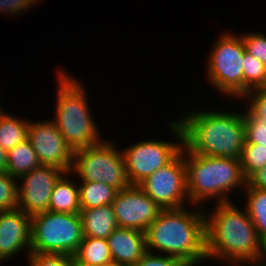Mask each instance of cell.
<instances>
[{"label":"cell","instance_id":"6da1fadb","mask_svg":"<svg viewBox=\"0 0 266 266\" xmlns=\"http://www.w3.org/2000/svg\"><path fill=\"white\" fill-rule=\"evenodd\" d=\"M184 207L162 209L145 232L146 249H158L177 258L185 266L207 259L205 213Z\"/></svg>","mask_w":266,"mask_h":266},{"label":"cell","instance_id":"e0dca14e","mask_svg":"<svg viewBox=\"0 0 266 266\" xmlns=\"http://www.w3.org/2000/svg\"><path fill=\"white\" fill-rule=\"evenodd\" d=\"M63 176L54 185L48 211L79 214L81 210L79 188Z\"/></svg>","mask_w":266,"mask_h":266},{"label":"cell","instance_id":"d590c367","mask_svg":"<svg viewBox=\"0 0 266 266\" xmlns=\"http://www.w3.org/2000/svg\"><path fill=\"white\" fill-rule=\"evenodd\" d=\"M247 262H250L251 264L255 265V266H263V263L262 265H259L258 263L257 264H254L256 263L257 261L256 260H253V261H247ZM266 266V265H265Z\"/></svg>","mask_w":266,"mask_h":266},{"label":"cell","instance_id":"d4e9b609","mask_svg":"<svg viewBox=\"0 0 266 266\" xmlns=\"http://www.w3.org/2000/svg\"><path fill=\"white\" fill-rule=\"evenodd\" d=\"M18 183L8 172H0V212L18 208Z\"/></svg>","mask_w":266,"mask_h":266},{"label":"cell","instance_id":"8fae6325","mask_svg":"<svg viewBox=\"0 0 266 266\" xmlns=\"http://www.w3.org/2000/svg\"><path fill=\"white\" fill-rule=\"evenodd\" d=\"M111 205L118 227L144 233L162 210L139 185L118 191Z\"/></svg>","mask_w":266,"mask_h":266},{"label":"cell","instance_id":"2e32d148","mask_svg":"<svg viewBox=\"0 0 266 266\" xmlns=\"http://www.w3.org/2000/svg\"><path fill=\"white\" fill-rule=\"evenodd\" d=\"M84 237L107 239V237L118 227L116 216L111 204L90 209H81Z\"/></svg>","mask_w":266,"mask_h":266},{"label":"cell","instance_id":"9c48e42d","mask_svg":"<svg viewBox=\"0 0 266 266\" xmlns=\"http://www.w3.org/2000/svg\"><path fill=\"white\" fill-rule=\"evenodd\" d=\"M169 127L179 137L181 141L179 145L173 142L147 140L122 151L127 177L131 185H140L156 170L167 165L181 151L183 146L182 125L177 121L170 123Z\"/></svg>","mask_w":266,"mask_h":266},{"label":"cell","instance_id":"5bb4252c","mask_svg":"<svg viewBox=\"0 0 266 266\" xmlns=\"http://www.w3.org/2000/svg\"><path fill=\"white\" fill-rule=\"evenodd\" d=\"M25 247V248H24ZM31 253V216L19 208L0 212V262L21 249Z\"/></svg>","mask_w":266,"mask_h":266},{"label":"cell","instance_id":"f1b7e54d","mask_svg":"<svg viewBox=\"0 0 266 266\" xmlns=\"http://www.w3.org/2000/svg\"><path fill=\"white\" fill-rule=\"evenodd\" d=\"M255 90V91H254ZM251 96L252 101L249 105V111L258 118H262L266 120V88H255L253 90H249L244 97Z\"/></svg>","mask_w":266,"mask_h":266},{"label":"cell","instance_id":"cb8c5ba5","mask_svg":"<svg viewBox=\"0 0 266 266\" xmlns=\"http://www.w3.org/2000/svg\"><path fill=\"white\" fill-rule=\"evenodd\" d=\"M239 159L243 176L247 180L266 165V147L258 146V144H244Z\"/></svg>","mask_w":266,"mask_h":266},{"label":"cell","instance_id":"ac0fdd59","mask_svg":"<svg viewBox=\"0 0 266 266\" xmlns=\"http://www.w3.org/2000/svg\"><path fill=\"white\" fill-rule=\"evenodd\" d=\"M40 165L36 152L28 139L7 151V172L16 179Z\"/></svg>","mask_w":266,"mask_h":266},{"label":"cell","instance_id":"9a60e30c","mask_svg":"<svg viewBox=\"0 0 266 266\" xmlns=\"http://www.w3.org/2000/svg\"><path fill=\"white\" fill-rule=\"evenodd\" d=\"M113 266H132L147 252L145 233L130 228L117 227L107 237Z\"/></svg>","mask_w":266,"mask_h":266},{"label":"cell","instance_id":"7c38bea8","mask_svg":"<svg viewBox=\"0 0 266 266\" xmlns=\"http://www.w3.org/2000/svg\"><path fill=\"white\" fill-rule=\"evenodd\" d=\"M41 165L59 167L69 173L74 150L67 144L54 121L30 122L28 137Z\"/></svg>","mask_w":266,"mask_h":266},{"label":"cell","instance_id":"ba28073f","mask_svg":"<svg viewBox=\"0 0 266 266\" xmlns=\"http://www.w3.org/2000/svg\"><path fill=\"white\" fill-rule=\"evenodd\" d=\"M218 40L209 53L208 78L223 94L243 98V56L246 48L242 37L225 34Z\"/></svg>","mask_w":266,"mask_h":266},{"label":"cell","instance_id":"30bf717a","mask_svg":"<svg viewBox=\"0 0 266 266\" xmlns=\"http://www.w3.org/2000/svg\"><path fill=\"white\" fill-rule=\"evenodd\" d=\"M184 150L139 185L161 209L182 208L188 198Z\"/></svg>","mask_w":266,"mask_h":266},{"label":"cell","instance_id":"603a6c76","mask_svg":"<svg viewBox=\"0 0 266 266\" xmlns=\"http://www.w3.org/2000/svg\"><path fill=\"white\" fill-rule=\"evenodd\" d=\"M266 87V66L245 50L243 56V98L252 89Z\"/></svg>","mask_w":266,"mask_h":266},{"label":"cell","instance_id":"3957f363","mask_svg":"<svg viewBox=\"0 0 266 266\" xmlns=\"http://www.w3.org/2000/svg\"><path fill=\"white\" fill-rule=\"evenodd\" d=\"M183 145L205 156L239 159L246 141L243 114L230 112L189 113L179 121Z\"/></svg>","mask_w":266,"mask_h":266},{"label":"cell","instance_id":"8992f818","mask_svg":"<svg viewBox=\"0 0 266 266\" xmlns=\"http://www.w3.org/2000/svg\"><path fill=\"white\" fill-rule=\"evenodd\" d=\"M83 238L80 214L45 211L31 216V253L73 256Z\"/></svg>","mask_w":266,"mask_h":266},{"label":"cell","instance_id":"83f0119b","mask_svg":"<svg viewBox=\"0 0 266 266\" xmlns=\"http://www.w3.org/2000/svg\"><path fill=\"white\" fill-rule=\"evenodd\" d=\"M241 37L246 51L266 66V36L260 33H248Z\"/></svg>","mask_w":266,"mask_h":266},{"label":"cell","instance_id":"4fadbf2b","mask_svg":"<svg viewBox=\"0 0 266 266\" xmlns=\"http://www.w3.org/2000/svg\"><path fill=\"white\" fill-rule=\"evenodd\" d=\"M62 174L68 173L59 167L40 165L20 177L24 180L18 186V208L30 216L48 211L54 185Z\"/></svg>","mask_w":266,"mask_h":266},{"label":"cell","instance_id":"4dcf8cb0","mask_svg":"<svg viewBox=\"0 0 266 266\" xmlns=\"http://www.w3.org/2000/svg\"><path fill=\"white\" fill-rule=\"evenodd\" d=\"M40 1V0H39ZM38 2L37 0H0V11L8 12L9 14H17L23 10L27 11L29 7H32V4ZM29 6V7H28Z\"/></svg>","mask_w":266,"mask_h":266},{"label":"cell","instance_id":"4316f807","mask_svg":"<svg viewBox=\"0 0 266 266\" xmlns=\"http://www.w3.org/2000/svg\"><path fill=\"white\" fill-rule=\"evenodd\" d=\"M31 266H73V256L52 253H30Z\"/></svg>","mask_w":266,"mask_h":266},{"label":"cell","instance_id":"7a4b0ae2","mask_svg":"<svg viewBox=\"0 0 266 266\" xmlns=\"http://www.w3.org/2000/svg\"><path fill=\"white\" fill-rule=\"evenodd\" d=\"M210 216L205 214L207 259L219 257L242 265L257 260L260 237L247 211L231 202L218 203Z\"/></svg>","mask_w":266,"mask_h":266},{"label":"cell","instance_id":"5b68a950","mask_svg":"<svg viewBox=\"0 0 266 266\" xmlns=\"http://www.w3.org/2000/svg\"><path fill=\"white\" fill-rule=\"evenodd\" d=\"M59 75L56 117L53 120L57 128L74 151L99 143L98 127L88 111L83 85L63 72Z\"/></svg>","mask_w":266,"mask_h":266},{"label":"cell","instance_id":"d6986e66","mask_svg":"<svg viewBox=\"0 0 266 266\" xmlns=\"http://www.w3.org/2000/svg\"><path fill=\"white\" fill-rule=\"evenodd\" d=\"M73 258L93 266H113L107 239L84 237Z\"/></svg>","mask_w":266,"mask_h":266},{"label":"cell","instance_id":"277c9868","mask_svg":"<svg viewBox=\"0 0 266 266\" xmlns=\"http://www.w3.org/2000/svg\"><path fill=\"white\" fill-rule=\"evenodd\" d=\"M184 160L188 199L191 203L216 197L217 203L231 202L226 192L235 187L246 185L241 170L240 159L205 156L191 152L186 146ZM186 157V158H185ZM188 158V159H187Z\"/></svg>","mask_w":266,"mask_h":266},{"label":"cell","instance_id":"44dd1931","mask_svg":"<svg viewBox=\"0 0 266 266\" xmlns=\"http://www.w3.org/2000/svg\"><path fill=\"white\" fill-rule=\"evenodd\" d=\"M30 122L16 117L0 114V146L6 151L25 141L28 137Z\"/></svg>","mask_w":266,"mask_h":266},{"label":"cell","instance_id":"ffe728a7","mask_svg":"<svg viewBox=\"0 0 266 266\" xmlns=\"http://www.w3.org/2000/svg\"><path fill=\"white\" fill-rule=\"evenodd\" d=\"M79 187L81 209H90L111 204L118 190L100 182L81 181Z\"/></svg>","mask_w":266,"mask_h":266},{"label":"cell","instance_id":"7402d4cb","mask_svg":"<svg viewBox=\"0 0 266 266\" xmlns=\"http://www.w3.org/2000/svg\"><path fill=\"white\" fill-rule=\"evenodd\" d=\"M243 187L245 193L247 192L245 210L255 226L259 237H262L266 235V190L251 187L247 183Z\"/></svg>","mask_w":266,"mask_h":266},{"label":"cell","instance_id":"d6a6232c","mask_svg":"<svg viewBox=\"0 0 266 266\" xmlns=\"http://www.w3.org/2000/svg\"><path fill=\"white\" fill-rule=\"evenodd\" d=\"M0 172H7V151L0 146Z\"/></svg>","mask_w":266,"mask_h":266},{"label":"cell","instance_id":"484cf974","mask_svg":"<svg viewBox=\"0 0 266 266\" xmlns=\"http://www.w3.org/2000/svg\"><path fill=\"white\" fill-rule=\"evenodd\" d=\"M245 121V144L266 147V120L255 117L249 110L243 114Z\"/></svg>","mask_w":266,"mask_h":266},{"label":"cell","instance_id":"836d02e7","mask_svg":"<svg viewBox=\"0 0 266 266\" xmlns=\"http://www.w3.org/2000/svg\"><path fill=\"white\" fill-rule=\"evenodd\" d=\"M263 255L266 256V235L260 237V249H259V254H258V257H257V262L261 260L263 261L264 258Z\"/></svg>","mask_w":266,"mask_h":266},{"label":"cell","instance_id":"e575fe53","mask_svg":"<svg viewBox=\"0 0 266 266\" xmlns=\"http://www.w3.org/2000/svg\"><path fill=\"white\" fill-rule=\"evenodd\" d=\"M73 266H93V265H88V264H85V263H80L79 261H76L73 258Z\"/></svg>","mask_w":266,"mask_h":266},{"label":"cell","instance_id":"f546056e","mask_svg":"<svg viewBox=\"0 0 266 266\" xmlns=\"http://www.w3.org/2000/svg\"><path fill=\"white\" fill-rule=\"evenodd\" d=\"M147 251L138 263L132 266H185L177 258L164 255H153Z\"/></svg>","mask_w":266,"mask_h":266},{"label":"cell","instance_id":"52a82bcc","mask_svg":"<svg viewBox=\"0 0 266 266\" xmlns=\"http://www.w3.org/2000/svg\"><path fill=\"white\" fill-rule=\"evenodd\" d=\"M110 142L102 140L92 146L74 151L70 172L82 181L100 182L118 191L129 187L124 157Z\"/></svg>","mask_w":266,"mask_h":266},{"label":"cell","instance_id":"1f68e13d","mask_svg":"<svg viewBox=\"0 0 266 266\" xmlns=\"http://www.w3.org/2000/svg\"><path fill=\"white\" fill-rule=\"evenodd\" d=\"M246 183L254 188L266 190V165L261 169L253 173L247 180Z\"/></svg>","mask_w":266,"mask_h":266}]
</instances>
